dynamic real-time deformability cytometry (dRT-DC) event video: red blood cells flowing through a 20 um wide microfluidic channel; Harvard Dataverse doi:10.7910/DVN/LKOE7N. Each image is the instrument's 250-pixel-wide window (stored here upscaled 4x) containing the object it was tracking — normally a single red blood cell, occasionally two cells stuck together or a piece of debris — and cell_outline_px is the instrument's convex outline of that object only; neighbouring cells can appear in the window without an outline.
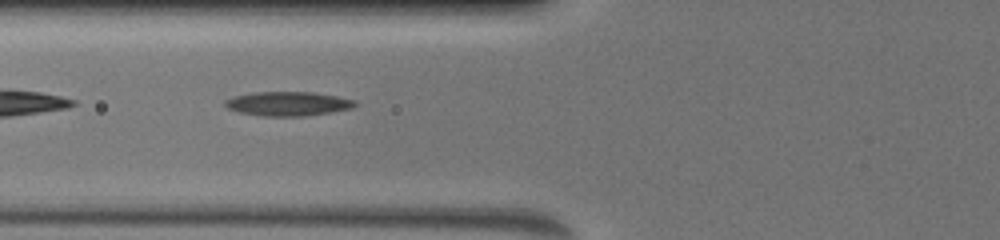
{"species": "common noctule bat (a hibernating species)", "species_latin": "Nyctalus noctula", "temperature_condition": "warm", "stored_images_in_passage": 31, "camera_frame_rate_fps": 3000, "um_per_image_px": 0.085, "animal": {"sex": "female", "body_mass_g": 19.5, "forearm_length_mm": 54.1}, "frame": {"image": 1, "passage_image": 3, "time_ms": 1.333, "image_size_px": [1000, 240], "cell_outline_px": [[356, 104], [352, 108], [304, 116], [264, 116], [240, 112], [228, 108], [224, 104], [224, 100], [236, 96], [252, 92], [312, 92], [336, 96], [356, 100]], "centroid_in_image_um": [24.46, 8.81], "position_along_channel_um": 101.3, "area_um2": 18.09}}
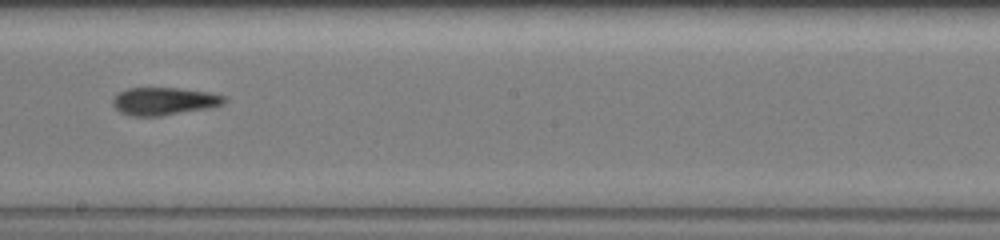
{"frame": {"image": 2, "passage_image": 9, "time_ms": 4.667, "image_size_px": [1000, 240], "cell_outline_px": [[224, 104], [204, 108], [160, 116], [132, 116], [120, 112], [112, 104], [112, 100], [120, 92], [128, 88], [176, 88], [208, 92], [224, 96]], "centroid_in_image_um": [13.89, 8.6], "position_along_channel_um": 234.3, "area_um2": 17.57}}
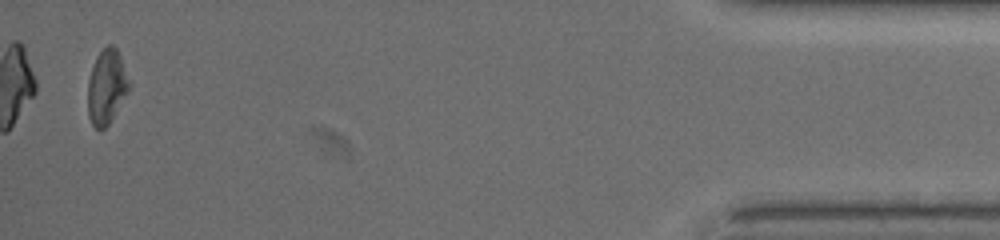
{"frame": {"image": 3, "passage_image": 29, "time_ms": 11.333, "image_size_px": [1000, 240], "cell_outline_px": [[128, 88], [108, 124], [100, 132], [92, 124], [88, 116], [88, 80], [96, 56], [108, 44], [112, 44], [116, 48], [120, 56], [128, 80]], "centroid_in_image_um": [9.01, 7.37], "position_along_channel_um": 426.2, "area_um2": 17.28}, "authors_computed_cell_mechanics": {"area_um2": 17.5712, "velocity_mm_per_s": 3.9781, "shape_relaxation_time_tau1_ms": 4.3053, "shape_relaxation_time_tau2_ms": 3.1171, "deformation_change_tau1": 0.1488, "deformation_change_tau2": 0.1224}}